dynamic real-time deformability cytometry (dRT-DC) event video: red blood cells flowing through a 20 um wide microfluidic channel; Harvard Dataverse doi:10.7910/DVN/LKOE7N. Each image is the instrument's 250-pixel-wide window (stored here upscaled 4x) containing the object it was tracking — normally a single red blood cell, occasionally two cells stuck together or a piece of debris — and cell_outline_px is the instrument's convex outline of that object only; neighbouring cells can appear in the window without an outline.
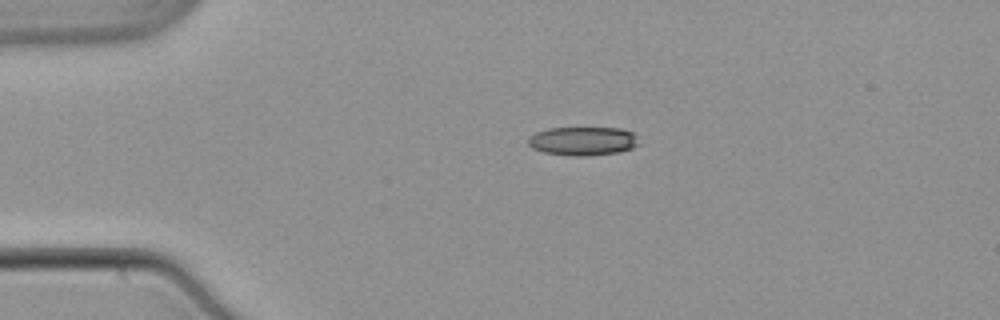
{"species": "common noctule bat (a hibernating species)", "species_latin": "Nyctalus noctula", "temperature_condition": "warm", "stored_images_in_passage": 43, "camera_frame_rate_fps": 3000, "um_per_image_px": 0.085, "animal": {"sex": "male", "body_mass_g": 21.5, "forearm_length_mm": 52.0}, "frame": {"image": 1, "passage_image": 1, "time_ms": 0.0, "image_size_px": [1000, 320], "cell_outline_px": [[640, 144], [632, 148], [620, 152], [588, 156], [572, 156], [544, 152], [532, 148], [528, 144], [528, 136], [536, 132], [548, 128], [620, 128], [632, 132], [636, 136]], "centroid_in_image_um": [49.54, 11.99], "position_along_channel_um": 35.5, "area_um2": 18.67}}
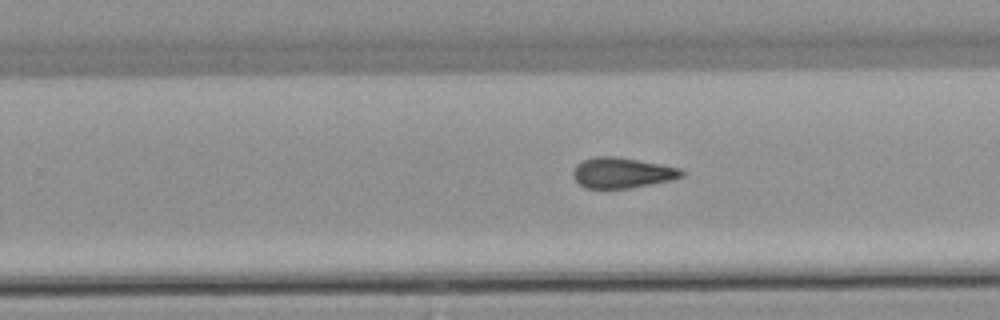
{"frame": {"image": 2, "passage_image": 23, "time_ms": 7.333, "image_size_px": [1000, 320], "cell_outline_px": [[684, 176], [672, 180], [628, 188], [588, 188], [580, 184], [572, 176], [572, 172], [576, 164], [584, 160], [596, 156], [612, 156], [660, 164], [680, 168], [684, 172]], "centroid_in_image_um": [52.87, 14.69], "position_along_channel_um": 276.9, "area_um2": 19.07}}
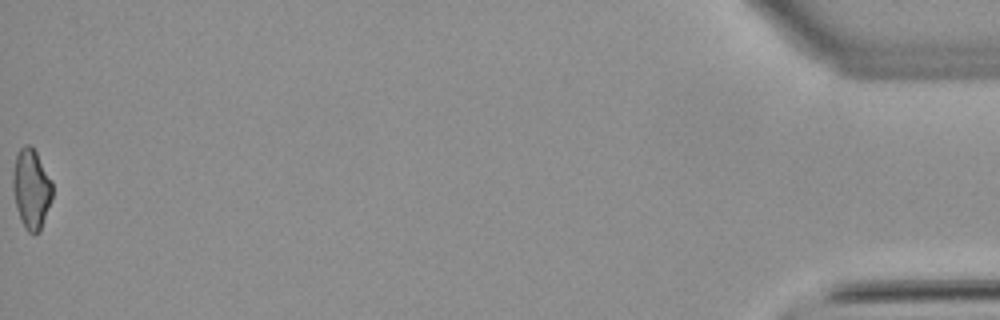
{"frame": {"image": 3, "passage_image": 43, "time_ms": 14.0, "image_size_px": [1000, 320], "cell_outline_px": [[52, 200], [40, 232], [28, 232], [24, 228], [20, 220], [16, 208], [12, 188], [12, 172], [16, 152], [24, 144], [28, 144], [36, 152], [52, 180]], "centroid_in_image_um": [2.64, 16.05], "position_along_channel_um": 432.6, "area_um2": 18.73}, "authors_computed_cell_mechanics": {"area_um2": 19.074, "velocity_mm_per_s": 3.8663, "shape_relaxation_time_tau1_ms": null, "shape_relaxation_time_tau2_ms": 3.7797, "deformation_change_tau1": null, "deformation_change_tau2": 0.1224}}